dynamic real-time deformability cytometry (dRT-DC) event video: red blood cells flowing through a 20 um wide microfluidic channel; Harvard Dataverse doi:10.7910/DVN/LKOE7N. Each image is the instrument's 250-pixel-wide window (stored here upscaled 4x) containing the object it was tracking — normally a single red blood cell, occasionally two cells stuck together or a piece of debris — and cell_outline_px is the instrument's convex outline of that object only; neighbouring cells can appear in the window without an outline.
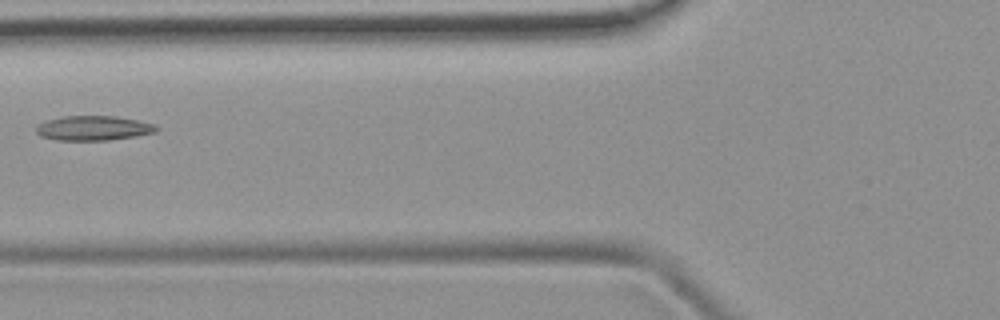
{"species": "common noctule bat (a hibernating species)", "species_latin": "Nyctalus noctula", "temperature_condition": "room temperature", "stored_images_in_passage": 4, "camera_frame_rate_fps": 3000, "um_per_image_px": 0.085, "animal": {"sex": "female", "body_mass_g": 19.9}, "frame": {"image": 1, "passage_image": 4, "time_ms": 3.333, "image_size_px": [1000, 320], "cell_outline_px": [[160, 128], [156, 132], [136, 136], [108, 140], [56, 140], [40, 136], [36, 132], [36, 128], [40, 124], [48, 120], [64, 116], [116, 116], [136, 120], [152, 124]], "centroid_in_image_um": [7.94, 10.89], "position_along_channel_um": 117.9, "area_um2": 17.11}}